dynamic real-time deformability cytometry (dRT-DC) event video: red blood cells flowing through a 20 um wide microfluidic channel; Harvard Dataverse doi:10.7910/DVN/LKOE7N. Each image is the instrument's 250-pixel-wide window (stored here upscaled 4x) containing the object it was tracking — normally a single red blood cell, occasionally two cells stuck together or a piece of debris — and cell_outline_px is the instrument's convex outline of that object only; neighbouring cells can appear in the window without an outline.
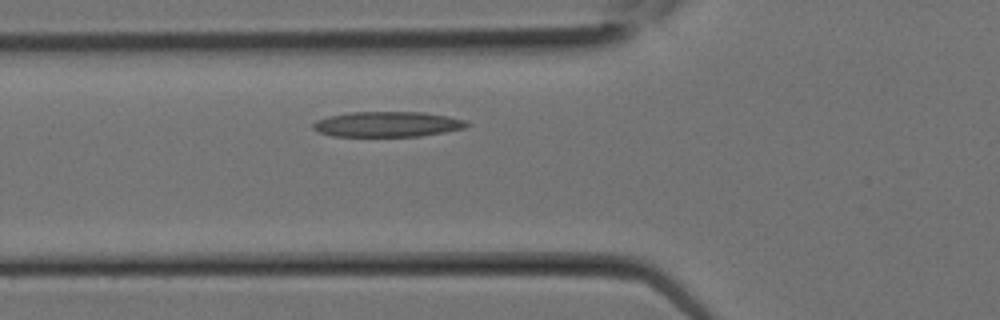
{"species": "Egyptian fruit bat (a non-hibernating species)", "species_latin": "Rousettus aegyptiacus", "temperature_condition": "room temperature", "stored_images_in_passage": 3, "camera_frame_rate_fps": 3000, "um_per_image_px": 0.085, "animal": {"sex": "female"}, "frame": {"image": 1, "passage_image": 3, "time_ms": 0.667, "image_size_px": [1000, 320], "cell_outline_px": [[472, 124], [464, 128], [444, 132], [420, 136], [332, 136], [320, 132], [312, 128], [312, 124], [316, 120], [328, 116], [352, 112], [420, 112], [448, 116], [464, 120]], "centroid_in_image_um": [32.93, 10.56], "position_along_channel_um": 92.9, "area_um2": 22.6}}